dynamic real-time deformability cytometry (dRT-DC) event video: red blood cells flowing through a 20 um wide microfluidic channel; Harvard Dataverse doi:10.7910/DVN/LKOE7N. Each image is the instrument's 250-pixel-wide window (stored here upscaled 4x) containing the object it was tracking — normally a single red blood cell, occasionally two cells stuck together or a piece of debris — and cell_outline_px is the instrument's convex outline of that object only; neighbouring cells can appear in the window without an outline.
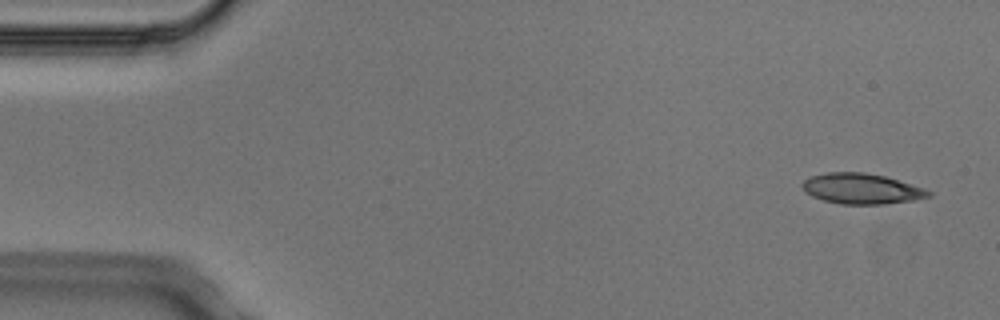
{"species": "Egyptian fruit bat (a non-hibernating species)", "species_latin": "Rousettus aegyptiacus", "temperature_condition": "cold", "stored_images_in_passage": 4, "camera_frame_rate_fps": 3000, "um_per_image_px": 0.085, "animal": {"sex": "male"}, "frame": {"image": 1, "passage_image": 1, "time_ms": 0.0, "image_size_px": [1000, 320], "cell_outline_px": [[932, 196], [912, 200], [884, 204], [840, 204], [824, 200], [812, 196], [804, 192], [800, 184], [804, 180], [812, 176], [828, 172], [864, 172], [884, 176], [924, 188], [932, 192]], "centroid_in_image_um": [73.21, 16.04], "position_along_channel_um": 11.8, "area_um2": 22.37}}
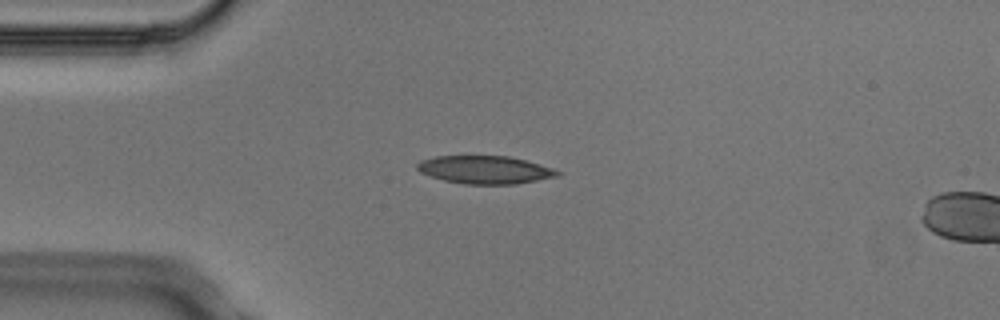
{"frame": {"image": 2, "passage_image": 3, "time_ms": 0.667, "image_size_px": [1000, 320], "cell_outline_px": [[564, 172], [560, 176], [516, 184], [464, 184], [444, 180], [420, 172], [416, 168], [416, 164], [420, 160], [436, 156], [508, 156], [524, 160], [552, 168]], "centroid_in_image_um": [41.24, 14.43], "position_along_channel_um": 43.8, "area_um2": 22.83}}